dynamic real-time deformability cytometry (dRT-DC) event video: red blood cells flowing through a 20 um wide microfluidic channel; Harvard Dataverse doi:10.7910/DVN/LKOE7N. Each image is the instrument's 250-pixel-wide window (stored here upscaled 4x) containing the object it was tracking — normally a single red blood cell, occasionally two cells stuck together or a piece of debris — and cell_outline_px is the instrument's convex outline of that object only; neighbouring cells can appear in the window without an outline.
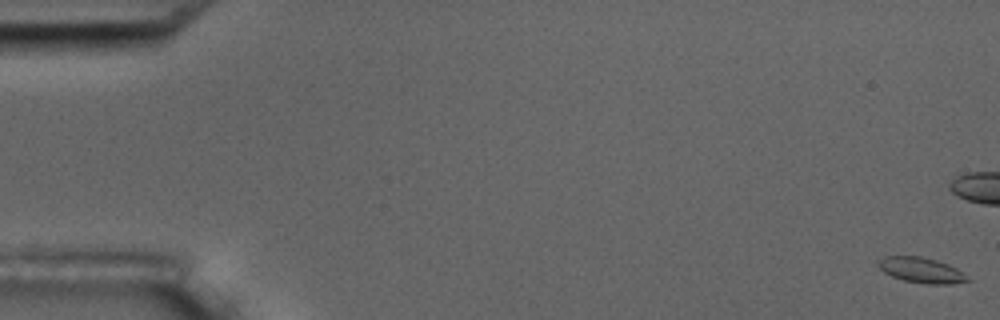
{"species": "common noctule bat (a hibernating species)", "species_latin": "Nyctalus noctula", "temperature_condition": "room temperature", "stored_images_in_passage": 8, "camera_frame_rate_fps": 3000, "um_per_image_px": 0.085, "animal": {"sex": "male", "body_mass_g": 17.5, "forearm_length_mm": 52.3}, "frame": {"image": 1, "passage_image": 1, "time_ms": 0.0, "image_size_px": [1000, 320], "cell_outline_px": [[972, 280], [948, 284], [928, 284], [904, 280], [892, 276], [884, 272], [876, 264], [880, 260], [888, 256], [920, 256], [936, 260], [948, 264], [964, 272]], "centroid_in_image_um": [78.35, 22.96], "position_along_channel_um": 6.6, "area_um2": 13.12}}